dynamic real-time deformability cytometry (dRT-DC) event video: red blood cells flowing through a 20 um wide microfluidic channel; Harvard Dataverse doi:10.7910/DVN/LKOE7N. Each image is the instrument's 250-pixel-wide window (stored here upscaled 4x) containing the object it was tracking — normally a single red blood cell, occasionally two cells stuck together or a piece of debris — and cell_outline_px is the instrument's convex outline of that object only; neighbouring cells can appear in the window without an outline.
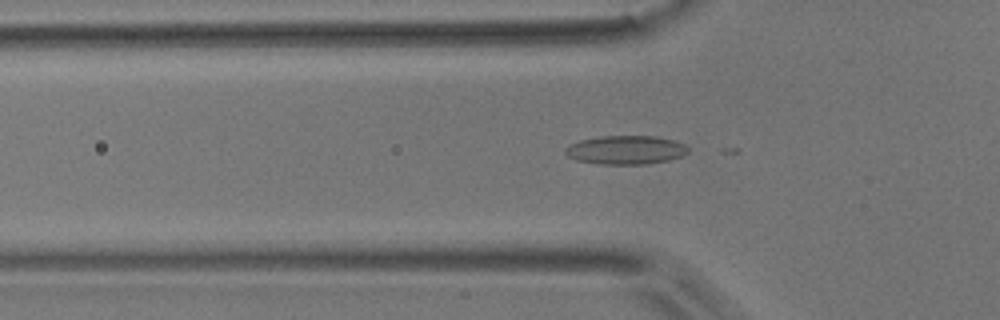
{"species": "common noctule bat (a hibernating species)", "species_latin": "Nyctalus noctula", "temperature_condition": "room temperature", "stored_images_in_passage": 53, "camera_frame_rate_fps": 3000, "um_per_image_px": 0.085, "animal": {"sex": "male", "body_mass_g": 17.9}, "frame": {"image": 1, "passage_image": 16, "time_ms": 5.0, "image_size_px": [1000, 320], "cell_outline_px": [[688, 152], [680, 156], [668, 160], [648, 164], [600, 164], [576, 160], [568, 156], [564, 152], [564, 148], [568, 144], [580, 140], [600, 136], [656, 136], [672, 140], [684, 144], [688, 148]], "centroid_in_image_um": [53.14, 12.74], "position_along_channel_um": 72.7, "area_um2": 20.58}}
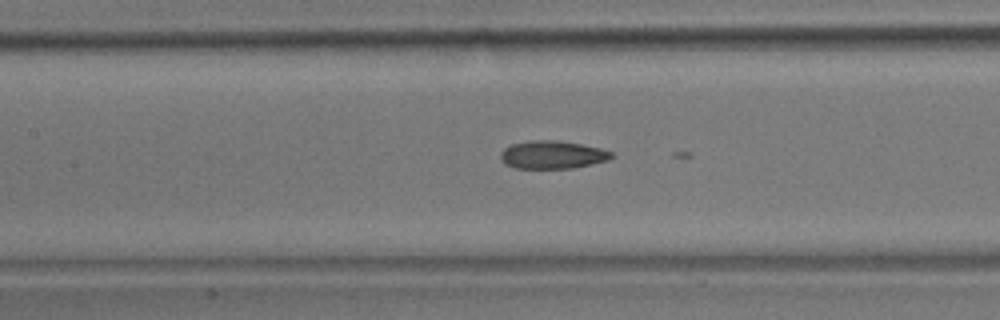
{"frame": {"image": 2, "passage_image": 23, "time_ms": 7.333, "image_size_px": [1000, 320], "cell_outline_px": [[616, 156], [608, 160], [592, 164], [572, 168], [516, 168], [504, 164], [500, 160], [500, 152], [504, 148], [512, 144], [532, 140], [556, 140], [580, 144], [600, 148], [612, 152]], "centroid_in_image_um": [46.94, 13.16], "position_along_channel_um": 160.5, "area_um2": 18.15}}
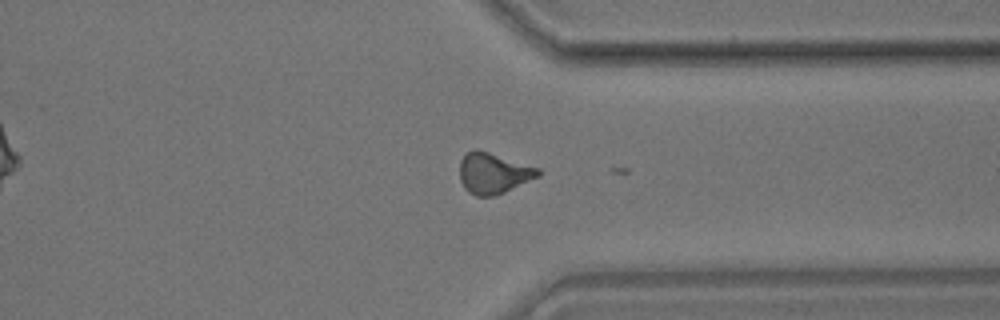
{"frame": {"image": 3, "passage_image": 40, "time_ms": 13.0, "image_size_px": [1000, 320], "cell_outline_px": [[540, 176], [504, 192], [492, 196], [476, 196], [468, 192], [464, 188], [460, 180], [460, 160], [468, 152], [476, 148], [540, 168]], "centroid_in_image_um": [41.93, 14.72], "position_along_channel_um": 369.5, "area_um2": 18.61}}